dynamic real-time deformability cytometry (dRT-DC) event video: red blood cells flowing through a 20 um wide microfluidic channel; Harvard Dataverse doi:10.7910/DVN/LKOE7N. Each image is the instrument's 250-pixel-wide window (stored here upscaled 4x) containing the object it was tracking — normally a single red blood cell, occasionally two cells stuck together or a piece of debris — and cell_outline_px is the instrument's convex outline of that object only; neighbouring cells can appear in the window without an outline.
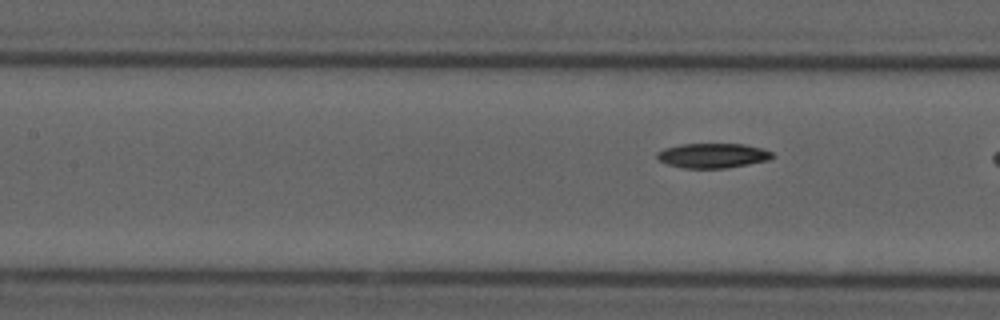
{"species": "common noctule bat (a hibernating species)", "species_latin": "Nyctalus noctula", "temperature_condition": "cold", "stored_images_in_passage": 10, "segment_of_instrument_passage": [2, 2], "camera_frame_rate_fps": 3000, "um_per_image_px": 0.085, "animal": {"sex": "male", "forearm_length_mm": 52.5}, "frame": {"image": 1, "passage_image": 10, "time_ms": 11.667, "image_size_px": [1000, 320], "cell_outline_px": [[776, 156], [768, 160], [728, 168], [684, 168], [668, 164], [660, 160], [656, 156], [656, 152], [664, 148], [680, 144], [744, 144], [760, 148], [772, 152]], "centroid_in_image_um": [60.58, 13.22], "position_along_channel_um": 146.8, "area_um2": 16.59}}